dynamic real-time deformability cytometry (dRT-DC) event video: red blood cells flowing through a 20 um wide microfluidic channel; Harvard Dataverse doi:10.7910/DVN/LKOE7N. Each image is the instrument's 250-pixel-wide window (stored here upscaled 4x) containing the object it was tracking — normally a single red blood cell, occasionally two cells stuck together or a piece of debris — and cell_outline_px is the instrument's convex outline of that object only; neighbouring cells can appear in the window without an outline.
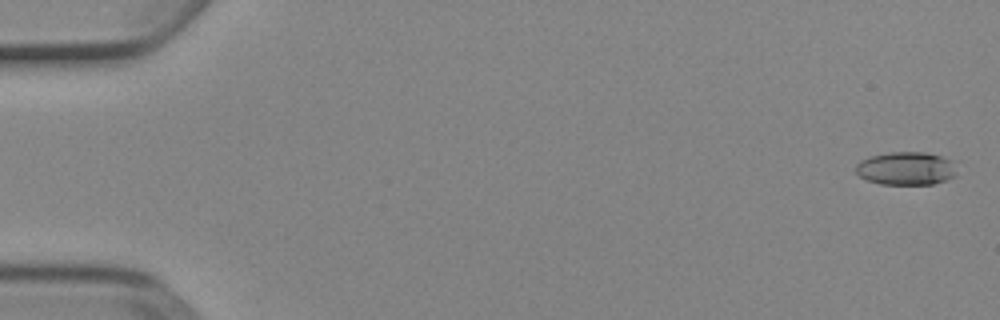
{"species": "Egyptian fruit bat (a non-hibernating species)", "species_latin": "Rousettus aegyptiacus", "temperature_condition": "cold", "stored_images_in_passage": 4, "camera_frame_rate_fps": 3000, "um_per_image_px": 0.085, "animal": {"sex": "female"}, "frame": {"image": 1, "passage_image": 1, "time_ms": 0.0, "image_size_px": [1000, 320], "cell_outline_px": [[956, 176], [932, 184], [880, 184], [868, 180], [860, 176], [856, 172], [856, 164], [860, 160], [872, 156], [888, 152], [924, 152], [940, 156], [952, 160]], "centroid_in_image_um": [77.0, 14.31], "position_along_channel_um": 8.0, "area_um2": 19.36}}